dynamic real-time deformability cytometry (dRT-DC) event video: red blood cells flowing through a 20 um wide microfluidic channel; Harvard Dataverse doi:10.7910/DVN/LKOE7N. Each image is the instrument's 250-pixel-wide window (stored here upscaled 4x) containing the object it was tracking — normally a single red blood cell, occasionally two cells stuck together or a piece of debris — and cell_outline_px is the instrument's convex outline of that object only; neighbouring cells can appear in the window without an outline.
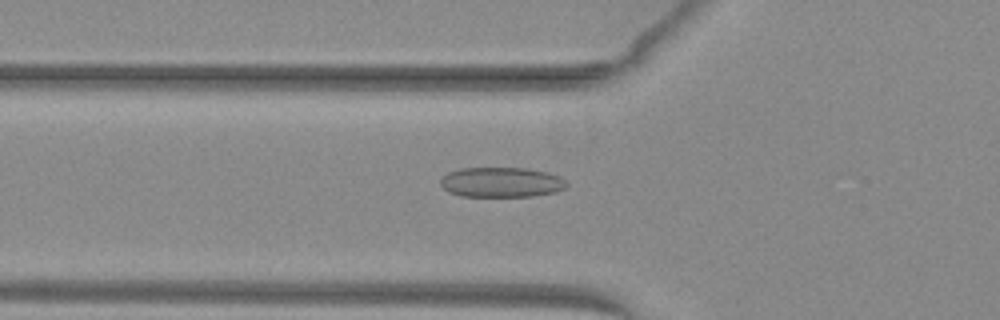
{"species": "common noctule bat (a hibernating species)", "species_latin": "Nyctalus noctula", "temperature_condition": "warm", "stored_images_in_passage": 51, "camera_frame_rate_fps": 3000, "um_per_image_px": 0.085, "animal": {"sex": "female", "body_mass_g": 29.2, "forearm_length_mm": 56.3}, "frame": {"image": 1, "passage_image": 19, "time_ms": 6.0, "image_size_px": [1000, 320], "cell_outline_px": [[568, 184], [564, 188], [556, 192], [532, 196], [460, 196], [448, 192], [440, 184], [440, 180], [448, 172], [460, 168], [528, 168], [548, 172], [560, 176]], "centroid_in_image_um": [42.62, 15.49], "position_along_channel_um": 83.2, "area_um2": 22.14}}
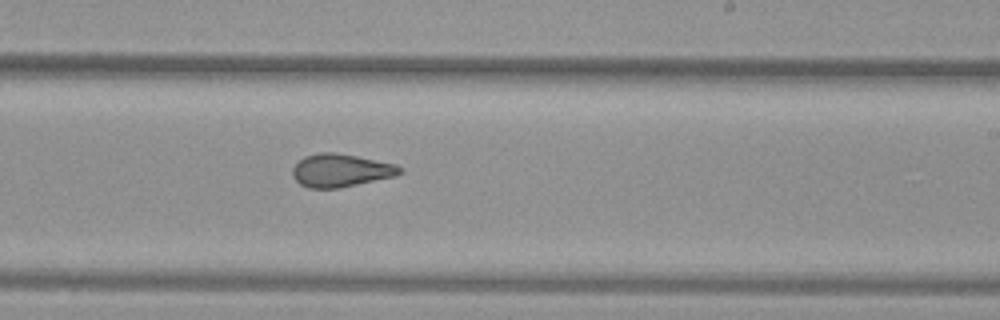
{"frame": {"image": 2, "passage_image": 32, "time_ms": 10.333, "image_size_px": [1000, 320], "cell_outline_px": [[404, 172], [396, 176], [340, 188], [308, 188], [300, 184], [292, 176], [292, 168], [304, 156], [320, 152], [336, 152], [396, 164], [404, 168]], "centroid_in_image_um": [28.99, 14.49], "position_along_channel_um": 260.0, "area_um2": 20.81}}
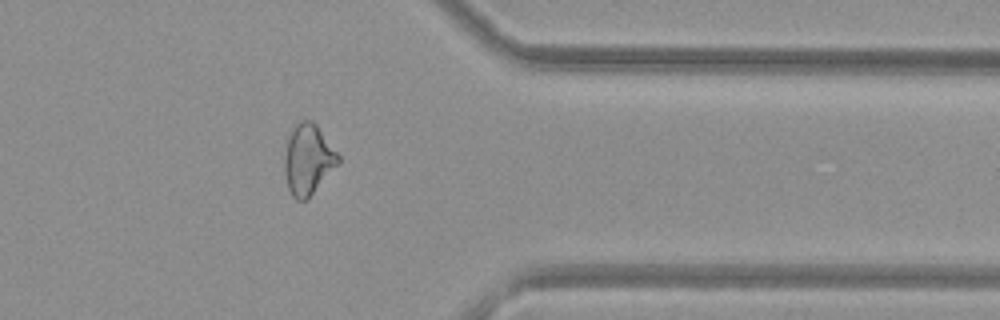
{"frame": {"image": 3, "passage_image": 42, "time_ms": 13.667, "image_size_px": [1000, 320], "cell_outline_px": [[340, 160], [308, 200], [296, 200], [292, 196], [288, 188], [284, 172], [284, 156], [288, 136], [292, 128], [300, 120], [312, 120], [316, 124], [340, 156]], "centroid_in_image_um": [26.16, 13.55], "position_along_channel_um": 385.2, "area_um2": 22.02}, "authors_computed_cell_mechanics": {"area_um2": 22.5998, "velocity_mm_per_s": 4.0734, "shape_relaxation_time_tau1_ms": null, "shape_relaxation_time_tau2_ms": 1.6473, "deformation_change_tau1": null, "deformation_change_tau2": 0.0894}}